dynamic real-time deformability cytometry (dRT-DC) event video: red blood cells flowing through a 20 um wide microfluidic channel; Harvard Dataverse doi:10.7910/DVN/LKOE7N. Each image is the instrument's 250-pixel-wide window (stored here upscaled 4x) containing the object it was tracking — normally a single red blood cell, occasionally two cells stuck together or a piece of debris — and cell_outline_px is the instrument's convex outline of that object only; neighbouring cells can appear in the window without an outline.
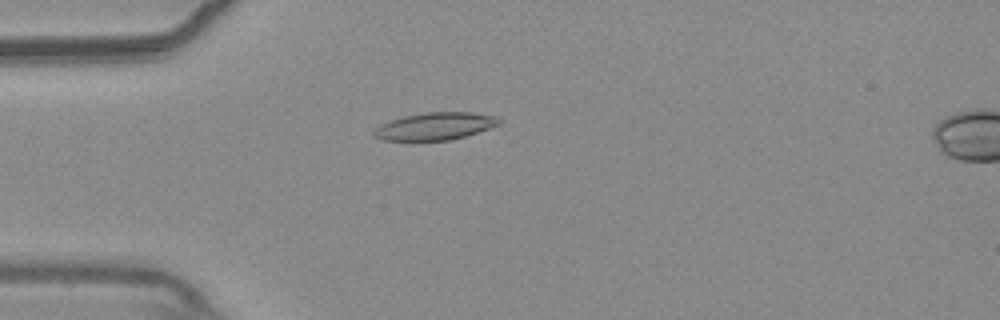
{"species": "common noctule bat (a hibernating species)", "species_latin": "Nyctalus noctula", "temperature_condition": "warm", "stored_images_in_passage": 54, "camera_frame_rate_fps": 3000, "um_per_image_px": 0.085, "animal": {"sex": "male", "body_mass_g": 20.4}, "frame": {"image": 1, "passage_image": 14, "time_ms": 4.333, "image_size_px": [1000, 320], "cell_outline_px": [[500, 124], [464, 136], [448, 140], [380, 140], [372, 136], [372, 132], [380, 124], [404, 116], [424, 112], [472, 112], [500, 116]], "centroid_in_image_um": [36.96, 10.72], "position_along_channel_um": 48.0, "area_um2": 19.94}}
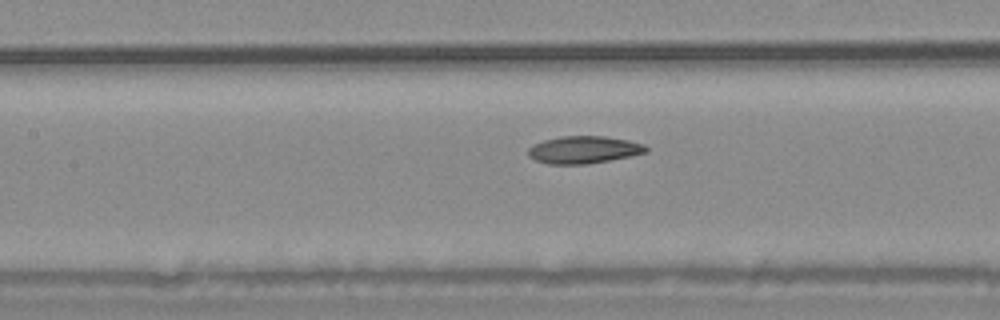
{"frame": {"image": 2, "passage_image": 24, "time_ms": 7.667, "image_size_px": [1000, 320], "cell_outline_px": [[648, 152], [632, 156], [588, 164], [548, 164], [536, 160], [528, 156], [528, 148], [544, 140], [560, 136], [604, 136], [628, 140], [644, 144], [648, 148]], "centroid_in_image_um": [49.65, 12.73], "position_along_channel_um": 157.8, "area_um2": 18.84}}
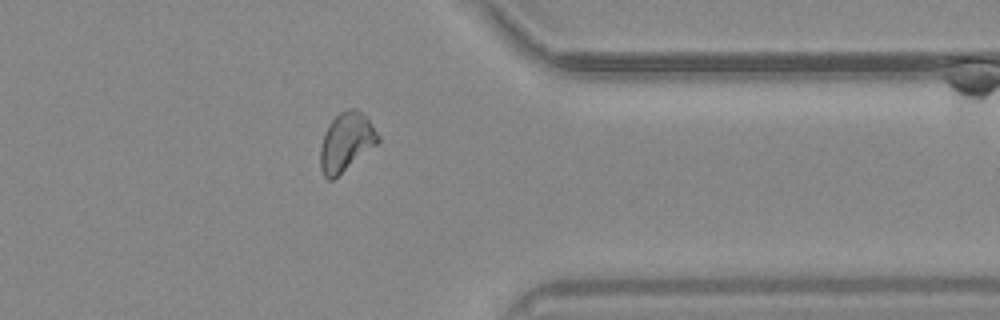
{"frame": {"image": 3, "passage_image": 43, "time_ms": 14.0, "image_size_px": [1000, 320], "cell_outline_px": [[380, 140], [376, 144], [332, 180], [328, 180], [324, 176], [320, 168], [320, 148], [324, 132], [328, 124], [340, 112], [348, 108], [356, 108], [368, 116], [380, 136]], "centroid_in_image_um": [29.42, 12.03], "position_along_channel_um": 382.0, "area_um2": 19.71}, "authors_computed_cell_mechanics": {"area_um2": 19.3052, "velocity_mm_per_s": 3.6953, "shape_relaxation_time_tau1_ms": 7.3119, "shape_relaxation_time_tau2_ms": 2.2789, "deformation_change_tau1": 0.1535, "deformation_change_tau2": 0.0784}}